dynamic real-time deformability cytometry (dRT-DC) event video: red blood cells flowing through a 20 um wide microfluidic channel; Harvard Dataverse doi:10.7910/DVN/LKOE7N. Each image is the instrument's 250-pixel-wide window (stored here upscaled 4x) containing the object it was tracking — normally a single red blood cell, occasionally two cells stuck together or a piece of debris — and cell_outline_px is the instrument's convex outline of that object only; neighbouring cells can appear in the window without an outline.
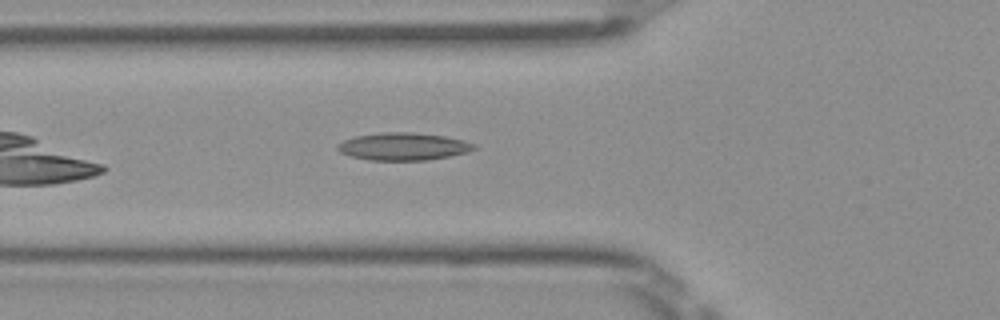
{"species": "Egyptian fruit bat (a non-hibernating species)", "species_latin": "Rousettus aegyptiacus", "temperature_condition": "room temperature", "stored_images_in_passage": 24, "camera_frame_rate_fps": 3000, "um_per_image_px": 0.085, "frame": {"image": 1, "passage_image": 6, "time_ms": 1.667, "image_size_px": [1000, 320], "cell_outline_px": [[476, 148], [468, 152], [428, 160], [368, 160], [348, 156], [340, 152], [336, 148], [336, 144], [344, 140], [356, 136], [384, 132], [412, 132], [444, 136], [464, 140], [476, 144]], "centroid_in_image_um": [34.26, 12.45], "position_along_channel_um": 91.5, "area_um2": 21.96}}
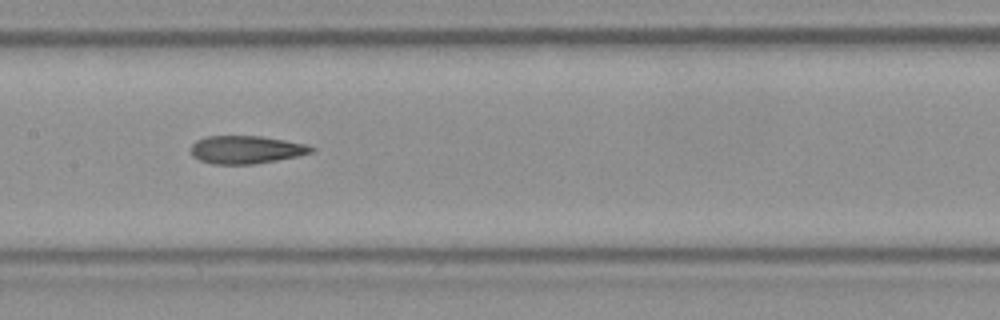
{"frame": {"image": 2, "passage_image": 13, "time_ms": 4.0, "image_size_px": [1000, 320], "cell_outline_px": [[316, 148], [312, 152], [300, 156], [256, 164], [212, 164], [200, 160], [192, 156], [192, 144], [196, 140], [204, 136], [260, 136], [308, 144]], "centroid_in_image_um": [20.94, 12.72], "position_along_channel_um": 186.5, "area_um2": 19.77}}
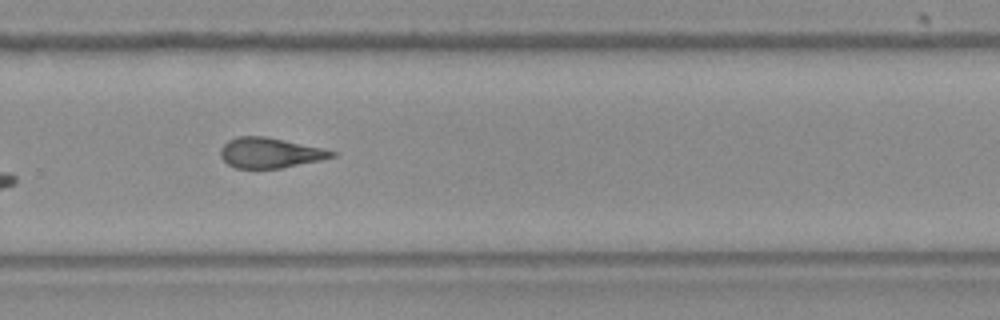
{"frame": {"image": 3, "passage_image": 22, "time_ms": 7.0, "image_size_px": [1000, 320], "cell_outline_px": [[336, 156], [320, 160], [280, 168], [236, 168], [228, 164], [220, 156], [220, 148], [228, 140], [236, 136], [264, 136], [324, 148], [336, 152]], "centroid_in_image_um": [22.93, 12.98], "position_along_channel_um": 306.9, "area_um2": 19.54}}